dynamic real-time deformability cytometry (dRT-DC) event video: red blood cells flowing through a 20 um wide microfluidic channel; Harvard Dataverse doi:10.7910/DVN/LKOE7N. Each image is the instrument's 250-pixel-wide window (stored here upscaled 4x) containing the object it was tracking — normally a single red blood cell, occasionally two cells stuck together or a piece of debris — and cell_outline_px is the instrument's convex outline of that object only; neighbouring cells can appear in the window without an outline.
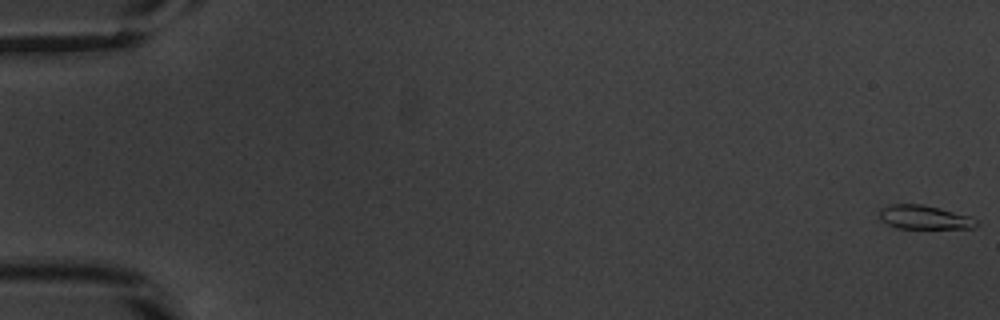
{"species": "common noctule bat (a hibernating species)", "species_latin": "Nyctalus noctula", "temperature_condition": "warm", "stored_images_in_passage": 54, "camera_frame_rate_fps": 3000, "um_per_image_px": 0.085, "animal": {"sex": "male", "body_mass_g": 20.1, "forearm_length_mm": 53.5}, "frame": {"image": 1, "passage_image": 1, "time_ms": 0.0, "image_size_px": [1000, 320], "cell_outline_px": [[976, 224], [972, 228], [896, 228], [880, 220], [880, 208], [892, 204], [920, 204], [940, 208], [972, 216], [976, 220]], "centroid_in_image_um": [78.55, 18.46], "position_along_channel_um": 6.5, "area_um2": 13.41}}
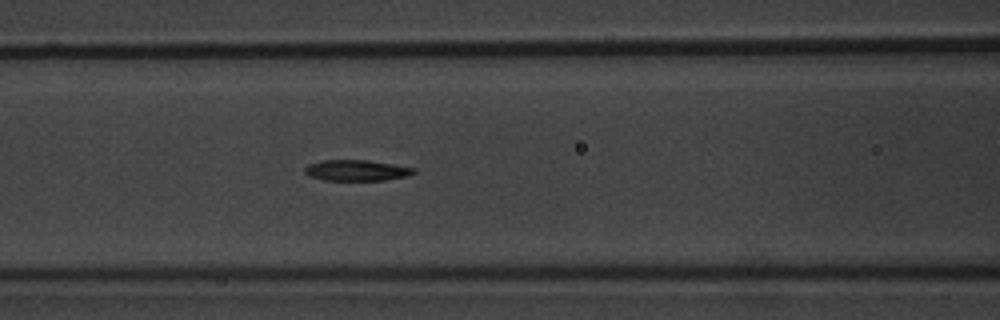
{"frame": {"image": 2, "passage_image": 24, "time_ms": 7.667, "image_size_px": [1000, 320], "cell_outline_px": [[416, 172], [408, 176], [384, 180], [324, 180], [308, 176], [304, 172], [304, 168], [308, 164], [324, 160], [368, 160], [416, 168]], "centroid_in_image_um": [30.3, 14.48], "position_along_channel_um": 136.3, "area_um2": 13.29}}
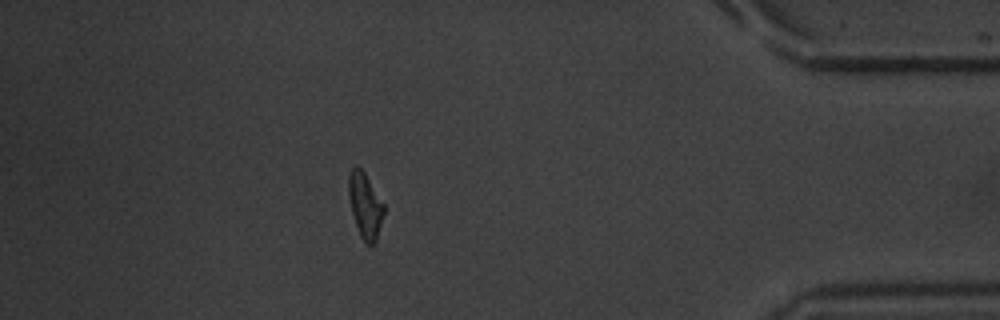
{"frame": {"image": 3, "passage_image": 48, "time_ms": 15.667, "image_size_px": [1000, 320], "cell_outline_px": [[384, 212], [376, 244], [368, 244], [360, 236], [352, 212], [348, 192], [348, 176], [352, 168], [356, 164], [364, 172], [384, 204]], "centroid_in_image_um": [31.04, 17.46], "position_along_channel_um": 404.2, "area_um2": 13.29}, "authors_computed_cell_mechanics": {"area_um2": 13.583, "velocity_mm_per_s": 3.8511, "shape_relaxation_time_tau1_ms": 2.6518, "shape_relaxation_time_tau2_ms": 3.9303, "deformation_change_tau1": 0.1955, "deformation_change_tau2": 0.1003}}